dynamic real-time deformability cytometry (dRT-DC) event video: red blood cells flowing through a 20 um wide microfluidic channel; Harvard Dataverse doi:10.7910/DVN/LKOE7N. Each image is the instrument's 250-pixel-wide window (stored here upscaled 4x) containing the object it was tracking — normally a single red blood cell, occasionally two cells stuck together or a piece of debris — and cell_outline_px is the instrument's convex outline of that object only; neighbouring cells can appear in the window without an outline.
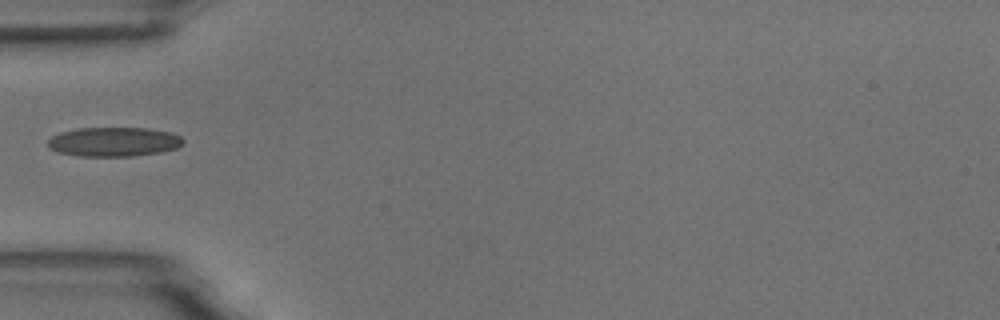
{"species": "common noctule bat (a hibernating species)", "species_latin": "Nyctalus noctula", "temperature_condition": "room temperature", "stored_images_in_passage": 2, "camera_frame_rate_fps": 3000, "um_per_image_px": 0.085, "animal": {"sex": "male", "body_mass_g": 18.8}, "frame": {"image": 1, "passage_image": 1, "time_ms": 0.0, "image_size_px": [1000, 320], "cell_outline_px": [[184, 140], [176, 148], [160, 152], [132, 156], [80, 156], [60, 152], [48, 148], [48, 140], [52, 136], [60, 132], [76, 128], [148, 128], [168, 132], [180, 136]], "centroid_in_image_um": [9.64, 12.05], "position_along_channel_um": 75.4, "area_um2": 22.95}}